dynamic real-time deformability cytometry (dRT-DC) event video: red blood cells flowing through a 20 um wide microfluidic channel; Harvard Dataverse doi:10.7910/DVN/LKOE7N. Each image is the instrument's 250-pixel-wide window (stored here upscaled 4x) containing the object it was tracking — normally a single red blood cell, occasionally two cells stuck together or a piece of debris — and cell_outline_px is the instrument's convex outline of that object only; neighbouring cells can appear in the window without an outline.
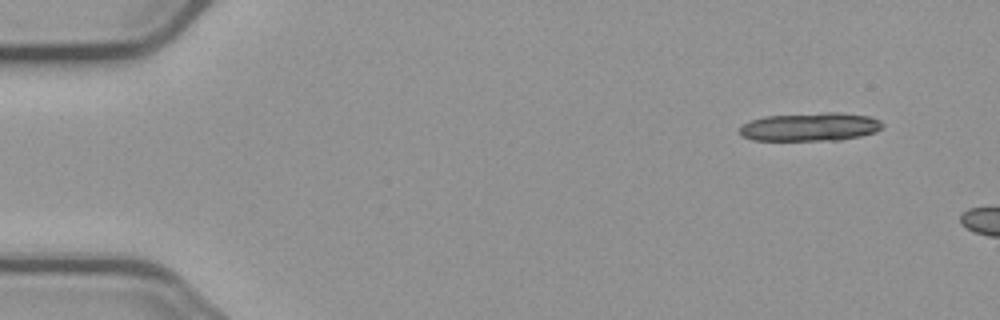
{"species": "common noctule bat (a hibernating species)", "species_latin": "Nyctalus noctula", "temperature_condition": "cold", "stored_images_in_passage": 5, "segment_of_instrument_passage": [2, 2], "camera_frame_rate_fps": 3000, "um_per_image_px": 0.085, "animal": {"sex": "male", "body_mass_g": 23.1, "forearm_length_mm": 52.7}, "frame": {"image": 1, "passage_image": 5, "time_ms": 6.667, "image_size_px": [1000, 320], "cell_outline_px": [[884, 124], [876, 132], [860, 136], [840, 140], [752, 140], [740, 136], [740, 128], [744, 124], [752, 120], [764, 116], [824, 112], [840, 112], [868, 116], [880, 120]], "centroid_in_image_um": [68.87, 10.78], "position_along_channel_um": 16.1, "area_um2": 23.7}}